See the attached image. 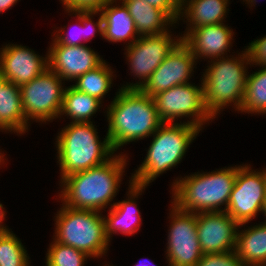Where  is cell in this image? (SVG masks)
Returning a JSON list of instances; mask_svg holds the SVG:
<instances>
[{
	"label": "cell",
	"instance_id": "1",
	"mask_svg": "<svg viewBox=\"0 0 266 266\" xmlns=\"http://www.w3.org/2000/svg\"><path fill=\"white\" fill-rule=\"evenodd\" d=\"M128 156L114 154L105 163L71 174L60 181L62 205L103 212L113 206L127 166Z\"/></svg>",
	"mask_w": 266,
	"mask_h": 266
},
{
	"label": "cell",
	"instance_id": "2",
	"mask_svg": "<svg viewBox=\"0 0 266 266\" xmlns=\"http://www.w3.org/2000/svg\"><path fill=\"white\" fill-rule=\"evenodd\" d=\"M114 97L105 111L106 134L114 151L130 142L151 137L162 124L153 97L140 89H119Z\"/></svg>",
	"mask_w": 266,
	"mask_h": 266
},
{
	"label": "cell",
	"instance_id": "3",
	"mask_svg": "<svg viewBox=\"0 0 266 266\" xmlns=\"http://www.w3.org/2000/svg\"><path fill=\"white\" fill-rule=\"evenodd\" d=\"M236 175L235 165L177 178L171 186V203L181 211L191 213L226 211Z\"/></svg>",
	"mask_w": 266,
	"mask_h": 266
},
{
	"label": "cell",
	"instance_id": "4",
	"mask_svg": "<svg viewBox=\"0 0 266 266\" xmlns=\"http://www.w3.org/2000/svg\"><path fill=\"white\" fill-rule=\"evenodd\" d=\"M96 130L93 122H70L58 133L55 146L60 181L71 174L101 165L115 154L108 136L104 141L99 140Z\"/></svg>",
	"mask_w": 266,
	"mask_h": 266
},
{
	"label": "cell",
	"instance_id": "5",
	"mask_svg": "<svg viewBox=\"0 0 266 266\" xmlns=\"http://www.w3.org/2000/svg\"><path fill=\"white\" fill-rule=\"evenodd\" d=\"M200 131L184 121L162 123L151 135L153 139L146 157L131 175L132 183L147 187L162 173L177 166Z\"/></svg>",
	"mask_w": 266,
	"mask_h": 266
},
{
	"label": "cell",
	"instance_id": "6",
	"mask_svg": "<svg viewBox=\"0 0 266 266\" xmlns=\"http://www.w3.org/2000/svg\"><path fill=\"white\" fill-rule=\"evenodd\" d=\"M237 56L212 59L203 72L201 80L204 101L206 109L213 118L232 104L235 111L239 112L241 108L248 74L246 67L250 62L245 49Z\"/></svg>",
	"mask_w": 266,
	"mask_h": 266
},
{
	"label": "cell",
	"instance_id": "7",
	"mask_svg": "<svg viewBox=\"0 0 266 266\" xmlns=\"http://www.w3.org/2000/svg\"><path fill=\"white\" fill-rule=\"evenodd\" d=\"M103 212L62 205L55 218L54 240L99 258L106 255L110 241L105 235Z\"/></svg>",
	"mask_w": 266,
	"mask_h": 266
},
{
	"label": "cell",
	"instance_id": "8",
	"mask_svg": "<svg viewBox=\"0 0 266 266\" xmlns=\"http://www.w3.org/2000/svg\"><path fill=\"white\" fill-rule=\"evenodd\" d=\"M200 86L191 83L174 86L159 92L153 97L157 114L162 123H175L178 119L192 118L186 122L203 129L204 124L214 119L206 109L203 83ZM175 119H177L175 121ZM207 122V123H206Z\"/></svg>",
	"mask_w": 266,
	"mask_h": 266
},
{
	"label": "cell",
	"instance_id": "9",
	"mask_svg": "<svg viewBox=\"0 0 266 266\" xmlns=\"http://www.w3.org/2000/svg\"><path fill=\"white\" fill-rule=\"evenodd\" d=\"M62 80L50 68L20 86L22 109L26 121L51 122L59 117L65 88Z\"/></svg>",
	"mask_w": 266,
	"mask_h": 266
},
{
	"label": "cell",
	"instance_id": "10",
	"mask_svg": "<svg viewBox=\"0 0 266 266\" xmlns=\"http://www.w3.org/2000/svg\"><path fill=\"white\" fill-rule=\"evenodd\" d=\"M248 165L237 166V175L226 209L240 227L263 212L266 198V168L256 172Z\"/></svg>",
	"mask_w": 266,
	"mask_h": 266
},
{
	"label": "cell",
	"instance_id": "11",
	"mask_svg": "<svg viewBox=\"0 0 266 266\" xmlns=\"http://www.w3.org/2000/svg\"><path fill=\"white\" fill-rule=\"evenodd\" d=\"M170 31L158 35L140 36L131 45L126 46V59L131 73L139 82L127 83L121 89H141L151 74L160 66L174 47L182 40ZM174 38V39H173Z\"/></svg>",
	"mask_w": 266,
	"mask_h": 266
},
{
	"label": "cell",
	"instance_id": "12",
	"mask_svg": "<svg viewBox=\"0 0 266 266\" xmlns=\"http://www.w3.org/2000/svg\"><path fill=\"white\" fill-rule=\"evenodd\" d=\"M169 216L168 266H195L203 255L197 236L196 213L181 211L171 203Z\"/></svg>",
	"mask_w": 266,
	"mask_h": 266
},
{
	"label": "cell",
	"instance_id": "13",
	"mask_svg": "<svg viewBox=\"0 0 266 266\" xmlns=\"http://www.w3.org/2000/svg\"><path fill=\"white\" fill-rule=\"evenodd\" d=\"M196 60L189 47L181 40L140 90L147 96L154 97L174 86L190 83L188 81L194 74L192 72L198 62Z\"/></svg>",
	"mask_w": 266,
	"mask_h": 266
},
{
	"label": "cell",
	"instance_id": "14",
	"mask_svg": "<svg viewBox=\"0 0 266 266\" xmlns=\"http://www.w3.org/2000/svg\"><path fill=\"white\" fill-rule=\"evenodd\" d=\"M196 223L203 254L236 250L239 224L226 211L196 213Z\"/></svg>",
	"mask_w": 266,
	"mask_h": 266
},
{
	"label": "cell",
	"instance_id": "15",
	"mask_svg": "<svg viewBox=\"0 0 266 266\" xmlns=\"http://www.w3.org/2000/svg\"><path fill=\"white\" fill-rule=\"evenodd\" d=\"M48 68V51L44 58L30 48L18 44H6L0 48V70L7 82L21 86Z\"/></svg>",
	"mask_w": 266,
	"mask_h": 266
},
{
	"label": "cell",
	"instance_id": "16",
	"mask_svg": "<svg viewBox=\"0 0 266 266\" xmlns=\"http://www.w3.org/2000/svg\"><path fill=\"white\" fill-rule=\"evenodd\" d=\"M104 60L85 45L51 44L48 49L49 68L62 80L72 81L99 66Z\"/></svg>",
	"mask_w": 266,
	"mask_h": 266
},
{
	"label": "cell",
	"instance_id": "17",
	"mask_svg": "<svg viewBox=\"0 0 266 266\" xmlns=\"http://www.w3.org/2000/svg\"><path fill=\"white\" fill-rule=\"evenodd\" d=\"M234 32L224 23L191 29L182 41L189 47L197 60H209L228 56ZM229 47V48H228ZM228 50V51H227Z\"/></svg>",
	"mask_w": 266,
	"mask_h": 266
},
{
	"label": "cell",
	"instance_id": "18",
	"mask_svg": "<svg viewBox=\"0 0 266 266\" xmlns=\"http://www.w3.org/2000/svg\"><path fill=\"white\" fill-rule=\"evenodd\" d=\"M146 186H139L129 180L128 198L119 202L113 203L109 207L107 217L104 215L105 220V235L109 241L112 239V234L122 233L123 235H133L141 227V213L137 208L136 199L142 195Z\"/></svg>",
	"mask_w": 266,
	"mask_h": 266
},
{
	"label": "cell",
	"instance_id": "19",
	"mask_svg": "<svg viewBox=\"0 0 266 266\" xmlns=\"http://www.w3.org/2000/svg\"><path fill=\"white\" fill-rule=\"evenodd\" d=\"M229 2L230 0H180L178 20L189 23L182 38L193 28L226 22L224 18L229 11ZM185 19L187 20L184 21Z\"/></svg>",
	"mask_w": 266,
	"mask_h": 266
},
{
	"label": "cell",
	"instance_id": "20",
	"mask_svg": "<svg viewBox=\"0 0 266 266\" xmlns=\"http://www.w3.org/2000/svg\"><path fill=\"white\" fill-rule=\"evenodd\" d=\"M117 1H110L99 11L103 17V39L113 43L129 39V46L140 36L128 8L123 2L119 6Z\"/></svg>",
	"mask_w": 266,
	"mask_h": 266
},
{
	"label": "cell",
	"instance_id": "21",
	"mask_svg": "<svg viewBox=\"0 0 266 266\" xmlns=\"http://www.w3.org/2000/svg\"><path fill=\"white\" fill-rule=\"evenodd\" d=\"M128 8L139 36L166 33L176 22L165 12L149 5L144 0H120Z\"/></svg>",
	"mask_w": 266,
	"mask_h": 266
},
{
	"label": "cell",
	"instance_id": "22",
	"mask_svg": "<svg viewBox=\"0 0 266 266\" xmlns=\"http://www.w3.org/2000/svg\"><path fill=\"white\" fill-rule=\"evenodd\" d=\"M30 122L22 109L20 86L6 82L0 89V130L22 135Z\"/></svg>",
	"mask_w": 266,
	"mask_h": 266
},
{
	"label": "cell",
	"instance_id": "23",
	"mask_svg": "<svg viewBox=\"0 0 266 266\" xmlns=\"http://www.w3.org/2000/svg\"><path fill=\"white\" fill-rule=\"evenodd\" d=\"M247 227L239 224L235 251L245 266H266V222Z\"/></svg>",
	"mask_w": 266,
	"mask_h": 266
},
{
	"label": "cell",
	"instance_id": "24",
	"mask_svg": "<svg viewBox=\"0 0 266 266\" xmlns=\"http://www.w3.org/2000/svg\"><path fill=\"white\" fill-rule=\"evenodd\" d=\"M102 103L96 97L81 92L72 85L68 86L64 91L59 118L65 114L72 119L71 123L92 122V116L100 109Z\"/></svg>",
	"mask_w": 266,
	"mask_h": 266
},
{
	"label": "cell",
	"instance_id": "25",
	"mask_svg": "<svg viewBox=\"0 0 266 266\" xmlns=\"http://www.w3.org/2000/svg\"><path fill=\"white\" fill-rule=\"evenodd\" d=\"M69 13H72V15L75 13L74 15L75 17H77V20L80 23L75 27L82 30L76 33L75 30L73 29L74 31L73 33L70 31V33L67 34L68 31H65V28L61 27V29L54 31L56 33L54 34L53 37L54 39L52 40L51 44H64L70 46L84 45L86 41L88 42V40H90L92 37H95V34L97 32L101 35V37H103V17L101 12L100 14L99 11H75V12H68V14ZM96 14L99 15V18L97 22H94L92 21V19L93 16ZM82 40L84 41V43H82Z\"/></svg>",
	"mask_w": 266,
	"mask_h": 266
},
{
	"label": "cell",
	"instance_id": "26",
	"mask_svg": "<svg viewBox=\"0 0 266 266\" xmlns=\"http://www.w3.org/2000/svg\"><path fill=\"white\" fill-rule=\"evenodd\" d=\"M105 60L96 68L89 70L75 81L72 85L77 90L96 97L102 102L103 98L109 93L111 84H113V71Z\"/></svg>",
	"mask_w": 266,
	"mask_h": 266
},
{
	"label": "cell",
	"instance_id": "27",
	"mask_svg": "<svg viewBox=\"0 0 266 266\" xmlns=\"http://www.w3.org/2000/svg\"><path fill=\"white\" fill-rule=\"evenodd\" d=\"M241 113L266 114V67L247 75Z\"/></svg>",
	"mask_w": 266,
	"mask_h": 266
},
{
	"label": "cell",
	"instance_id": "28",
	"mask_svg": "<svg viewBox=\"0 0 266 266\" xmlns=\"http://www.w3.org/2000/svg\"><path fill=\"white\" fill-rule=\"evenodd\" d=\"M13 231L0 233V266H30V257Z\"/></svg>",
	"mask_w": 266,
	"mask_h": 266
},
{
	"label": "cell",
	"instance_id": "29",
	"mask_svg": "<svg viewBox=\"0 0 266 266\" xmlns=\"http://www.w3.org/2000/svg\"><path fill=\"white\" fill-rule=\"evenodd\" d=\"M47 252L46 266H84L85 261L92 258L87 253L58 243L54 239Z\"/></svg>",
	"mask_w": 266,
	"mask_h": 266
},
{
	"label": "cell",
	"instance_id": "30",
	"mask_svg": "<svg viewBox=\"0 0 266 266\" xmlns=\"http://www.w3.org/2000/svg\"><path fill=\"white\" fill-rule=\"evenodd\" d=\"M195 266H245L236 251L203 254Z\"/></svg>",
	"mask_w": 266,
	"mask_h": 266
},
{
	"label": "cell",
	"instance_id": "31",
	"mask_svg": "<svg viewBox=\"0 0 266 266\" xmlns=\"http://www.w3.org/2000/svg\"><path fill=\"white\" fill-rule=\"evenodd\" d=\"M245 52L248 56L250 66L260 65V67H266V35L255 39L246 46Z\"/></svg>",
	"mask_w": 266,
	"mask_h": 266
},
{
	"label": "cell",
	"instance_id": "32",
	"mask_svg": "<svg viewBox=\"0 0 266 266\" xmlns=\"http://www.w3.org/2000/svg\"><path fill=\"white\" fill-rule=\"evenodd\" d=\"M66 12L100 11L112 0H60Z\"/></svg>",
	"mask_w": 266,
	"mask_h": 266
},
{
	"label": "cell",
	"instance_id": "33",
	"mask_svg": "<svg viewBox=\"0 0 266 266\" xmlns=\"http://www.w3.org/2000/svg\"><path fill=\"white\" fill-rule=\"evenodd\" d=\"M149 5L165 11L176 23L179 22L180 0H144Z\"/></svg>",
	"mask_w": 266,
	"mask_h": 266
},
{
	"label": "cell",
	"instance_id": "34",
	"mask_svg": "<svg viewBox=\"0 0 266 266\" xmlns=\"http://www.w3.org/2000/svg\"><path fill=\"white\" fill-rule=\"evenodd\" d=\"M19 0H0V13L11 9V7H13V5L18 2Z\"/></svg>",
	"mask_w": 266,
	"mask_h": 266
},
{
	"label": "cell",
	"instance_id": "35",
	"mask_svg": "<svg viewBox=\"0 0 266 266\" xmlns=\"http://www.w3.org/2000/svg\"><path fill=\"white\" fill-rule=\"evenodd\" d=\"M4 210H5V208L3 207L2 203H0V233L5 232L6 230H11V229L7 228L6 226H4V224L2 223V221L5 220L4 218L6 216V214H5L6 211H4Z\"/></svg>",
	"mask_w": 266,
	"mask_h": 266
},
{
	"label": "cell",
	"instance_id": "36",
	"mask_svg": "<svg viewBox=\"0 0 266 266\" xmlns=\"http://www.w3.org/2000/svg\"><path fill=\"white\" fill-rule=\"evenodd\" d=\"M7 82V80L3 77L1 70H0V89L2 86Z\"/></svg>",
	"mask_w": 266,
	"mask_h": 266
},
{
	"label": "cell",
	"instance_id": "37",
	"mask_svg": "<svg viewBox=\"0 0 266 266\" xmlns=\"http://www.w3.org/2000/svg\"><path fill=\"white\" fill-rule=\"evenodd\" d=\"M256 2H258V1H256V0H246V4H248L250 7L255 6Z\"/></svg>",
	"mask_w": 266,
	"mask_h": 266
},
{
	"label": "cell",
	"instance_id": "38",
	"mask_svg": "<svg viewBox=\"0 0 266 266\" xmlns=\"http://www.w3.org/2000/svg\"><path fill=\"white\" fill-rule=\"evenodd\" d=\"M4 153H1V151H0V165H2V164H4Z\"/></svg>",
	"mask_w": 266,
	"mask_h": 266
},
{
	"label": "cell",
	"instance_id": "39",
	"mask_svg": "<svg viewBox=\"0 0 266 266\" xmlns=\"http://www.w3.org/2000/svg\"><path fill=\"white\" fill-rule=\"evenodd\" d=\"M139 264L141 265L140 262H139ZM139 264L137 263V264L134 265V266H140ZM142 266H156V265H154L153 263H152V265H150V264L148 265L147 262H146V263H143V262H142Z\"/></svg>",
	"mask_w": 266,
	"mask_h": 266
},
{
	"label": "cell",
	"instance_id": "40",
	"mask_svg": "<svg viewBox=\"0 0 266 266\" xmlns=\"http://www.w3.org/2000/svg\"><path fill=\"white\" fill-rule=\"evenodd\" d=\"M264 213V216H265V218H266V198H265V204H264V208H263V212H262V214ZM265 222H266V220H265Z\"/></svg>",
	"mask_w": 266,
	"mask_h": 266
}]
</instances>
